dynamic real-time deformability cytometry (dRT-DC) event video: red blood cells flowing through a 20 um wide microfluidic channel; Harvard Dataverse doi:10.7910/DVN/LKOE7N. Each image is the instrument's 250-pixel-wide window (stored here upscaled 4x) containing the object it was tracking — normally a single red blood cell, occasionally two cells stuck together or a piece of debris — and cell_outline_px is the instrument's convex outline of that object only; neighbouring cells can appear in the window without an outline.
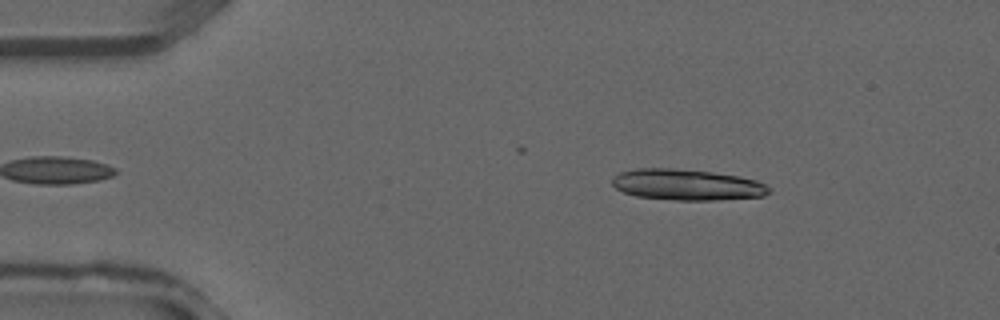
{"species": "common noctule bat (a hibernating species)", "species_latin": "Nyctalus noctula", "temperature_condition": "warm", "stored_images_in_passage": 34, "segment_of_instrument_passage": [1, 2], "camera_frame_rate_fps": 3000, "um_per_image_px": 0.085, "animal": {"sex": "male", "forearm_length_mm": 52.5}, "frame": {"image": 1, "passage_image": 3, "time_ms": 0.667, "image_size_px": [1000, 320], "cell_outline_px": [[772, 188], [764, 196], [712, 200], [676, 200], [636, 196], [624, 192], [616, 188], [612, 184], [612, 180], [620, 172], [636, 168], [672, 168], [712, 172], [740, 176], [756, 180]], "centroid_in_image_um": [58.39, 15.7], "position_along_channel_um": 26.6, "area_um2": 28.21}}